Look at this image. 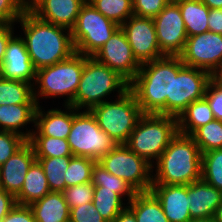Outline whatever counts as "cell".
<instances>
[{
    "mask_svg": "<svg viewBox=\"0 0 222 222\" xmlns=\"http://www.w3.org/2000/svg\"><path fill=\"white\" fill-rule=\"evenodd\" d=\"M85 55L74 53L70 58L48 67L36 70V79L33 84V96L39 105V97L44 98L66 95L65 105H71L77 92L81 74L84 69Z\"/></svg>",
    "mask_w": 222,
    "mask_h": 222,
    "instance_id": "6",
    "label": "cell"
},
{
    "mask_svg": "<svg viewBox=\"0 0 222 222\" xmlns=\"http://www.w3.org/2000/svg\"><path fill=\"white\" fill-rule=\"evenodd\" d=\"M153 21L161 52L165 56H179L188 36L178 3L171 0Z\"/></svg>",
    "mask_w": 222,
    "mask_h": 222,
    "instance_id": "13",
    "label": "cell"
},
{
    "mask_svg": "<svg viewBox=\"0 0 222 222\" xmlns=\"http://www.w3.org/2000/svg\"><path fill=\"white\" fill-rule=\"evenodd\" d=\"M92 203L107 222H113L125 208L122 198L114 190L104 189L102 186H94Z\"/></svg>",
    "mask_w": 222,
    "mask_h": 222,
    "instance_id": "29",
    "label": "cell"
},
{
    "mask_svg": "<svg viewBox=\"0 0 222 222\" xmlns=\"http://www.w3.org/2000/svg\"><path fill=\"white\" fill-rule=\"evenodd\" d=\"M150 192L160 202L169 222H189L188 185L152 184Z\"/></svg>",
    "mask_w": 222,
    "mask_h": 222,
    "instance_id": "18",
    "label": "cell"
},
{
    "mask_svg": "<svg viewBox=\"0 0 222 222\" xmlns=\"http://www.w3.org/2000/svg\"><path fill=\"white\" fill-rule=\"evenodd\" d=\"M113 222H137V221L134 212L128 206H126L114 219Z\"/></svg>",
    "mask_w": 222,
    "mask_h": 222,
    "instance_id": "47",
    "label": "cell"
},
{
    "mask_svg": "<svg viewBox=\"0 0 222 222\" xmlns=\"http://www.w3.org/2000/svg\"><path fill=\"white\" fill-rule=\"evenodd\" d=\"M179 57L184 65L214 77L222 69V35L208 31L188 37Z\"/></svg>",
    "mask_w": 222,
    "mask_h": 222,
    "instance_id": "12",
    "label": "cell"
},
{
    "mask_svg": "<svg viewBox=\"0 0 222 222\" xmlns=\"http://www.w3.org/2000/svg\"><path fill=\"white\" fill-rule=\"evenodd\" d=\"M0 76L9 80H18L32 83L36 79V69L30 60L22 36H13L5 51L3 64L0 67Z\"/></svg>",
    "mask_w": 222,
    "mask_h": 222,
    "instance_id": "16",
    "label": "cell"
},
{
    "mask_svg": "<svg viewBox=\"0 0 222 222\" xmlns=\"http://www.w3.org/2000/svg\"><path fill=\"white\" fill-rule=\"evenodd\" d=\"M97 162L109 173L127 182L137 193L150 191L153 166L125 144H118Z\"/></svg>",
    "mask_w": 222,
    "mask_h": 222,
    "instance_id": "11",
    "label": "cell"
},
{
    "mask_svg": "<svg viewBox=\"0 0 222 222\" xmlns=\"http://www.w3.org/2000/svg\"><path fill=\"white\" fill-rule=\"evenodd\" d=\"M177 133L176 117L162 114H143L125 145L154 168L153 160L159 159Z\"/></svg>",
    "mask_w": 222,
    "mask_h": 222,
    "instance_id": "5",
    "label": "cell"
},
{
    "mask_svg": "<svg viewBox=\"0 0 222 222\" xmlns=\"http://www.w3.org/2000/svg\"><path fill=\"white\" fill-rule=\"evenodd\" d=\"M127 89H129V83L116 71L98 62L92 56H85L84 69L71 106L77 110L83 107L91 110L106 101L104 98L113 91H117V97H119Z\"/></svg>",
    "mask_w": 222,
    "mask_h": 222,
    "instance_id": "4",
    "label": "cell"
},
{
    "mask_svg": "<svg viewBox=\"0 0 222 222\" xmlns=\"http://www.w3.org/2000/svg\"><path fill=\"white\" fill-rule=\"evenodd\" d=\"M51 192L44 170L36 160L26 174L20 193L15 197L16 203L30 205Z\"/></svg>",
    "mask_w": 222,
    "mask_h": 222,
    "instance_id": "24",
    "label": "cell"
},
{
    "mask_svg": "<svg viewBox=\"0 0 222 222\" xmlns=\"http://www.w3.org/2000/svg\"><path fill=\"white\" fill-rule=\"evenodd\" d=\"M172 56L141 64L129 83L143 114L167 115V98H171Z\"/></svg>",
    "mask_w": 222,
    "mask_h": 222,
    "instance_id": "3",
    "label": "cell"
},
{
    "mask_svg": "<svg viewBox=\"0 0 222 222\" xmlns=\"http://www.w3.org/2000/svg\"><path fill=\"white\" fill-rule=\"evenodd\" d=\"M67 111L61 109H49L47 113L38 105L35 113V130L31 136H49L53 138L67 139L74 118V107L65 105ZM73 110V111H72ZM44 112V113H43Z\"/></svg>",
    "mask_w": 222,
    "mask_h": 222,
    "instance_id": "19",
    "label": "cell"
},
{
    "mask_svg": "<svg viewBox=\"0 0 222 222\" xmlns=\"http://www.w3.org/2000/svg\"><path fill=\"white\" fill-rule=\"evenodd\" d=\"M44 0H19L22 11L32 12Z\"/></svg>",
    "mask_w": 222,
    "mask_h": 222,
    "instance_id": "48",
    "label": "cell"
},
{
    "mask_svg": "<svg viewBox=\"0 0 222 222\" xmlns=\"http://www.w3.org/2000/svg\"><path fill=\"white\" fill-rule=\"evenodd\" d=\"M35 161L36 156L33 147L27 141L0 166L1 189L16 197L22 189L29 168Z\"/></svg>",
    "mask_w": 222,
    "mask_h": 222,
    "instance_id": "17",
    "label": "cell"
},
{
    "mask_svg": "<svg viewBox=\"0 0 222 222\" xmlns=\"http://www.w3.org/2000/svg\"><path fill=\"white\" fill-rule=\"evenodd\" d=\"M69 222H107L92 202L70 209Z\"/></svg>",
    "mask_w": 222,
    "mask_h": 222,
    "instance_id": "41",
    "label": "cell"
},
{
    "mask_svg": "<svg viewBox=\"0 0 222 222\" xmlns=\"http://www.w3.org/2000/svg\"><path fill=\"white\" fill-rule=\"evenodd\" d=\"M71 157L36 158L44 170L51 191L63 192L65 190V172Z\"/></svg>",
    "mask_w": 222,
    "mask_h": 222,
    "instance_id": "31",
    "label": "cell"
},
{
    "mask_svg": "<svg viewBox=\"0 0 222 222\" xmlns=\"http://www.w3.org/2000/svg\"><path fill=\"white\" fill-rule=\"evenodd\" d=\"M74 108V118L67 138L73 156L88 157L98 161L114 149L118 143L102 129L90 110L78 112Z\"/></svg>",
    "mask_w": 222,
    "mask_h": 222,
    "instance_id": "9",
    "label": "cell"
},
{
    "mask_svg": "<svg viewBox=\"0 0 222 222\" xmlns=\"http://www.w3.org/2000/svg\"><path fill=\"white\" fill-rule=\"evenodd\" d=\"M175 1L178 3L188 37L209 31V8L201 0Z\"/></svg>",
    "mask_w": 222,
    "mask_h": 222,
    "instance_id": "25",
    "label": "cell"
},
{
    "mask_svg": "<svg viewBox=\"0 0 222 222\" xmlns=\"http://www.w3.org/2000/svg\"><path fill=\"white\" fill-rule=\"evenodd\" d=\"M12 27V24H2L0 26V67L3 64L7 44L9 40L14 36V31Z\"/></svg>",
    "mask_w": 222,
    "mask_h": 222,
    "instance_id": "44",
    "label": "cell"
},
{
    "mask_svg": "<svg viewBox=\"0 0 222 222\" xmlns=\"http://www.w3.org/2000/svg\"><path fill=\"white\" fill-rule=\"evenodd\" d=\"M213 219L215 222H222V203L217 207Z\"/></svg>",
    "mask_w": 222,
    "mask_h": 222,
    "instance_id": "50",
    "label": "cell"
},
{
    "mask_svg": "<svg viewBox=\"0 0 222 222\" xmlns=\"http://www.w3.org/2000/svg\"><path fill=\"white\" fill-rule=\"evenodd\" d=\"M87 0H44L32 13L38 18L68 29L77 21L81 7Z\"/></svg>",
    "mask_w": 222,
    "mask_h": 222,
    "instance_id": "20",
    "label": "cell"
},
{
    "mask_svg": "<svg viewBox=\"0 0 222 222\" xmlns=\"http://www.w3.org/2000/svg\"><path fill=\"white\" fill-rule=\"evenodd\" d=\"M120 27L140 64L165 56L159 48L153 18L132 15Z\"/></svg>",
    "mask_w": 222,
    "mask_h": 222,
    "instance_id": "15",
    "label": "cell"
},
{
    "mask_svg": "<svg viewBox=\"0 0 222 222\" xmlns=\"http://www.w3.org/2000/svg\"><path fill=\"white\" fill-rule=\"evenodd\" d=\"M37 107V104L0 105V130L16 133L28 141L32 132L24 133L19 129L30 122L35 123Z\"/></svg>",
    "mask_w": 222,
    "mask_h": 222,
    "instance_id": "23",
    "label": "cell"
},
{
    "mask_svg": "<svg viewBox=\"0 0 222 222\" xmlns=\"http://www.w3.org/2000/svg\"><path fill=\"white\" fill-rule=\"evenodd\" d=\"M190 136L201 153L222 149V121L214 119L197 128Z\"/></svg>",
    "mask_w": 222,
    "mask_h": 222,
    "instance_id": "34",
    "label": "cell"
},
{
    "mask_svg": "<svg viewBox=\"0 0 222 222\" xmlns=\"http://www.w3.org/2000/svg\"><path fill=\"white\" fill-rule=\"evenodd\" d=\"M155 165L152 184L188 185L201 179L202 153L190 135L178 132Z\"/></svg>",
    "mask_w": 222,
    "mask_h": 222,
    "instance_id": "2",
    "label": "cell"
},
{
    "mask_svg": "<svg viewBox=\"0 0 222 222\" xmlns=\"http://www.w3.org/2000/svg\"><path fill=\"white\" fill-rule=\"evenodd\" d=\"M91 182L94 186H102L104 189L114 190V192L117 193L121 198L122 196L127 195L128 203L137 193L127 182L109 173L98 162H96L93 167Z\"/></svg>",
    "mask_w": 222,
    "mask_h": 222,
    "instance_id": "32",
    "label": "cell"
},
{
    "mask_svg": "<svg viewBox=\"0 0 222 222\" xmlns=\"http://www.w3.org/2000/svg\"><path fill=\"white\" fill-rule=\"evenodd\" d=\"M100 129L118 144H125L136 127L143 112L134 93L127 89L114 102L104 101L91 110Z\"/></svg>",
    "mask_w": 222,
    "mask_h": 222,
    "instance_id": "7",
    "label": "cell"
},
{
    "mask_svg": "<svg viewBox=\"0 0 222 222\" xmlns=\"http://www.w3.org/2000/svg\"><path fill=\"white\" fill-rule=\"evenodd\" d=\"M104 17L121 26L134 15L132 0H87Z\"/></svg>",
    "mask_w": 222,
    "mask_h": 222,
    "instance_id": "33",
    "label": "cell"
},
{
    "mask_svg": "<svg viewBox=\"0 0 222 222\" xmlns=\"http://www.w3.org/2000/svg\"><path fill=\"white\" fill-rule=\"evenodd\" d=\"M208 28L210 32L222 35V9H209Z\"/></svg>",
    "mask_w": 222,
    "mask_h": 222,
    "instance_id": "46",
    "label": "cell"
},
{
    "mask_svg": "<svg viewBox=\"0 0 222 222\" xmlns=\"http://www.w3.org/2000/svg\"><path fill=\"white\" fill-rule=\"evenodd\" d=\"M119 28V25L104 17L86 1L71 29L75 52L93 56Z\"/></svg>",
    "mask_w": 222,
    "mask_h": 222,
    "instance_id": "10",
    "label": "cell"
},
{
    "mask_svg": "<svg viewBox=\"0 0 222 222\" xmlns=\"http://www.w3.org/2000/svg\"><path fill=\"white\" fill-rule=\"evenodd\" d=\"M213 76L199 68L186 66L179 56H172L171 98H167V115L178 116L192 102L202 99Z\"/></svg>",
    "mask_w": 222,
    "mask_h": 222,
    "instance_id": "8",
    "label": "cell"
},
{
    "mask_svg": "<svg viewBox=\"0 0 222 222\" xmlns=\"http://www.w3.org/2000/svg\"><path fill=\"white\" fill-rule=\"evenodd\" d=\"M92 57L116 71L128 83L135 78L141 67L121 27Z\"/></svg>",
    "mask_w": 222,
    "mask_h": 222,
    "instance_id": "14",
    "label": "cell"
},
{
    "mask_svg": "<svg viewBox=\"0 0 222 222\" xmlns=\"http://www.w3.org/2000/svg\"><path fill=\"white\" fill-rule=\"evenodd\" d=\"M16 204V199L12 194L0 189V222Z\"/></svg>",
    "mask_w": 222,
    "mask_h": 222,
    "instance_id": "45",
    "label": "cell"
},
{
    "mask_svg": "<svg viewBox=\"0 0 222 222\" xmlns=\"http://www.w3.org/2000/svg\"><path fill=\"white\" fill-rule=\"evenodd\" d=\"M137 222H169L160 202L150 192H139L127 203Z\"/></svg>",
    "mask_w": 222,
    "mask_h": 222,
    "instance_id": "27",
    "label": "cell"
},
{
    "mask_svg": "<svg viewBox=\"0 0 222 222\" xmlns=\"http://www.w3.org/2000/svg\"><path fill=\"white\" fill-rule=\"evenodd\" d=\"M209 9H222V0H201Z\"/></svg>",
    "mask_w": 222,
    "mask_h": 222,
    "instance_id": "49",
    "label": "cell"
},
{
    "mask_svg": "<svg viewBox=\"0 0 222 222\" xmlns=\"http://www.w3.org/2000/svg\"><path fill=\"white\" fill-rule=\"evenodd\" d=\"M36 158L73 156L68 140L49 136H30Z\"/></svg>",
    "mask_w": 222,
    "mask_h": 222,
    "instance_id": "30",
    "label": "cell"
},
{
    "mask_svg": "<svg viewBox=\"0 0 222 222\" xmlns=\"http://www.w3.org/2000/svg\"><path fill=\"white\" fill-rule=\"evenodd\" d=\"M189 212L191 219H206L214 216L222 203V191L202 179L188 184Z\"/></svg>",
    "mask_w": 222,
    "mask_h": 222,
    "instance_id": "21",
    "label": "cell"
},
{
    "mask_svg": "<svg viewBox=\"0 0 222 222\" xmlns=\"http://www.w3.org/2000/svg\"><path fill=\"white\" fill-rule=\"evenodd\" d=\"M19 0H0V22L14 24L23 15Z\"/></svg>",
    "mask_w": 222,
    "mask_h": 222,
    "instance_id": "42",
    "label": "cell"
},
{
    "mask_svg": "<svg viewBox=\"0 0 222 222\" xmlns=\"http://www.w3.org/2000/svg\"><path fill=\"white\" fill-rule=\"evenodd\" d=\"M1 222H36L29 205L16 204Z\"/></svg>",
    "mask_w": 222,
    "mask_h": 222,
    "instance_id": "43",
    "label": "cell"
},
{
    "mask_svg": "<svg viewBox=\"0 0 222 222\" xmlns=\"http://www.w3.org/2000/svg\"><path fill=\"white\" fill-rule=\"evenodd\" d=\"M171 0H132L133 13L139 17L157 16Z\"/></svg>",
    "mask_w": 222,
    "mask_h": 222,
    "instance_id": "40",
    "label": "cell"
},
{
    "mask_svg": "<svg viewBox=\"0 0 222 222\" xmlns=\"http://www.w3.org/2000/svg\"><path fill=\"white\" fill-rule=\"evenodd\" d=\"M204 98L208 101L214 119L222 121V84L215 77L208 82Z\"/></svg>",
    "mask_w": 222,
    "mask_h": 222,
    "instance_id": "39",
    "label": "cell"
},
{
    "mask_svg": "<svg viewBox=\"0 0 222 222\" xmlns=\"http://www.w3.org/2000/svg\"><path fill=\"white\" fill-rule=\"evenodd\" d=\"M27 140L16 133L0 130V166L3 165Z\"/></svg>",
    "mask_w": 222,
    "mask_h": 222,
    "instance_id": "38",
    "label": "cell"
},
{
    "mask_svg": "<svg viewBox=\"0 0 222 222\" xmlns=\"http://www.w3.org/2000/svg\"><path fill=\"white\" fill-rule=\"evenodd\" d=\"M189 222H215L213 217L206 219H192Z\"/></svg>",
    "mask_w": 222,
    "mask_h": 222,
    "instance_id": "51",
    "label": "cell"
},
{
    "mask_svg": "<svg viewBox=\"0 0 222 222\" xmlns=\"http://www.w3.org/2000/svg\"><path fill=\"white\" fill-rule=\"evenodd\" d=\"M18 22L23 28L25 37L22 39L36 70L64 61L76 53L70 29L46 22L32 12L23 13Z\"/></svg>",
    "mask_w": 222,
    "mask_h": 222,
    "instance_id": "1",
    "label": "cell"
},
{
    "mask_svg": "<svg viewBox=\"0 0 222 222\" xmlns=\"http://www.w3.org/2000/svg\"><path fill=\"white\" fill-rule=\"evenodd\" d=\"M36 222H69L70 209L62 192L51 191L31 203Z\"/></svg>",
    "mask_w": 222,
    "mask_h": 222,
    "instance_id": "22",
    "label": "cell"
},
{
    "mask_svg": "<svg viewBox=\"0 0 222 222\" xmlns=\"http://www.w3.org/2000/svg\"><path fill=\"white\" fill-rule=\"evenodd\" d=\"M97 161L88 157L72 156L65 172L66 188L92 181V170Z\"/></svg>",
    "mask_w": 222,
    "mask_h": 222,
    "instance_id": "35",
    "label": "cell"
},
{
    "mask_svg": "<svg viewBox=\"0 0 222 222\" xmlns=\"http://www.w3.org/2000/svg\"><path fill=\"white\" fill-rule=\"evenodd\" d=\"M201 179L222 191V149L202 153Z\"/></svg>",
    "mask_w": 222,
    "mask_h": 222,
    "instance_id": "36",
    "label": "cell"
},
{
    "mask_svg": "<svg viewBox=\"0 0 222 222\" xmlns=\"http://www.w3.org/2000/svg\"><path fill=\"white\" fill-rule=\"evenodd\" d=\"M67 202L69 209L75 208L85 203H90L93 200L94 185L92 182L78 184L65 188L62 192Z\"/></svg>",
    "mask_w": 222,
    "mask_h": 222,
    "instance_id": "37",
    "label": "cell"
},
{
    "mask_svg": "<svg viewBox=\"0 0 222 222\" xmlns=\"http://www.w3.org/2000/svg\"><path fill=\"white\" fill-rule=\"evenodd\" d=\"M29 82L9 80L0 76V105L37 104Z\"/></svg>",
    "mask_w": 222,
    "mask_h": 222,
    "instance_id": "28",
    "label": "cell"
},
{
    "mask_svg": "<svg viewBox=\"0 0 222 222\" xmlns=\"http://www.w3.org/2000/svg\"><path fill=\"white\" fill-rule=\"evenodd\" d=\"M214 120L212 110L205 98L196 100L178 116V132L191 135L197 128Z\"/></svg>",
    "mask_w": 222,
    "mask_h": 222,
    "instance_id": "26",
    "label": "cell"
},
{
    "mask_svg": "<svg viewBox=\"0 0 222 222\" xmlns=\"http://www.w3.org/2000/svg\"><path fill=\"white\" fill-rule=\"evenodd\" d=\"M219 82H222V69L214 76Z\"/></svg>",
    "mask_w": 222,
    "mask_h": 222,
    "instance_id": "52",
    "label": "cell"
}]
</instances>
